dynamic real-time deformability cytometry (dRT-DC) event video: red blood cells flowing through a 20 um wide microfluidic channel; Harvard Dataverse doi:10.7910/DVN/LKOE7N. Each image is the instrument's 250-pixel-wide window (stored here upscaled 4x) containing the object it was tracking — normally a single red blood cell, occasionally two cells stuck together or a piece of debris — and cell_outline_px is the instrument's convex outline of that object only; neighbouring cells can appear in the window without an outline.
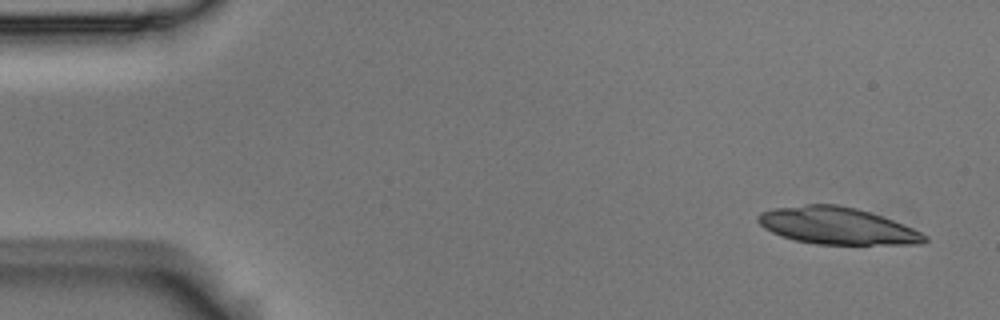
{"species": "Egyptian fruit bat (a non-hibernating species)", "species_latin": "Rousettus aegyptiacus", "temperature_condition": "room temperature", "stored_images_in_passage": 3, "camera_frame_rate_fps": 3000, "um_per_image_px": 0.085, "animal": {"sex": "male"}, "frame": {"image": 1, "passage_image": 1, "time_ms": 0.0, "image_size_px": [1000, 320], "cell_outline_px": [[928, 240], [920, 244], [816, 244], [796, 240], [772, 232], [764, 228], [756, 220], [756, 216], [760, 212], [772, 208], [804, 204], [836, 204], [856, 208], [892, 220], [912, 228], [928, 236]], "centroid_in_image_um": [71.11, 19.19], "position_along_channel_um": 13.9, "area_um2": 35.66}}